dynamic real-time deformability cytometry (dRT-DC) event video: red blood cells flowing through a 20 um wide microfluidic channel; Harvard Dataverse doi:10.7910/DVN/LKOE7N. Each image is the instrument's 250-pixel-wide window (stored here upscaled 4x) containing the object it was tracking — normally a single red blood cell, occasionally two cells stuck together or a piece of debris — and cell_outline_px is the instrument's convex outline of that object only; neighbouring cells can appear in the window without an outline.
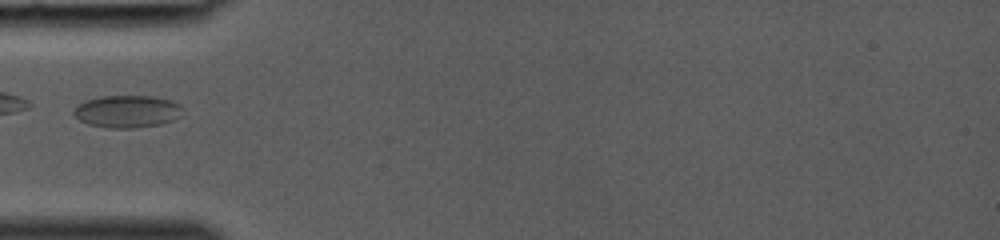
{"species": "common noctule bat (a hibernating species)", "species_latin": "Nyctalus noctula", "temperature_condition": "room temperature", "stored_images_in_passage": 7, "camera_frame_rate_fps": 3000, "um_per_image_px": 0.085, "animal": {"sex": "female", "body_mass_g": 19.0, "forearm_length_mm": 53.3}, "frame": {"image": 1, "passage_image": 2, "time_ms": 0.333, "image_size_px": [1000, 240], "cell_outline_px": [[184, 108], [180, 116], [172, 120], [160, 124], [136, 128], [108, 128], [88, 124], [80, 120], [72, 112], [76, 104], [84, 100], [100, 96], [152, 96], [168, 100], [180, 104]], "centroid_in_image_um": [10.78, 9.47], "position_along_channel_um": 74.2, "area_um2": 20.69}}